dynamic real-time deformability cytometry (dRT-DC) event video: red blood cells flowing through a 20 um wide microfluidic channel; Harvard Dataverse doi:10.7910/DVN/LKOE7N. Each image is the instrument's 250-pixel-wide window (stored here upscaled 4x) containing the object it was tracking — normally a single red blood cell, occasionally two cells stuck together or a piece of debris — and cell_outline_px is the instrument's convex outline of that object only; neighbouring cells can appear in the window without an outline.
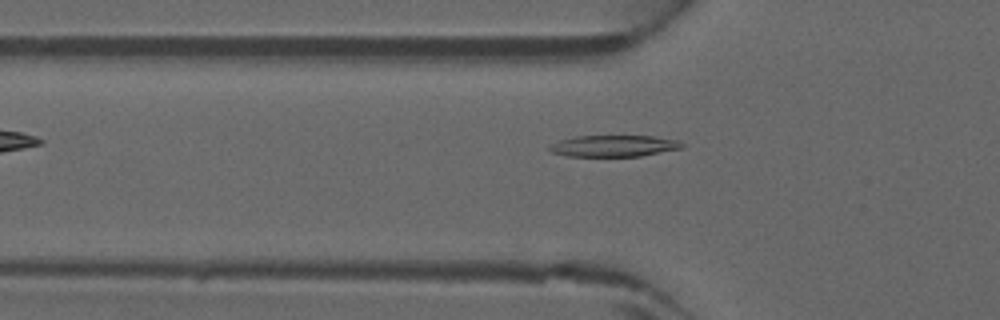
{"species": "common noctule bat (a hibernating species)", "species_latin": "Nyctalus noctula", "temperature_condition": "warm", "stored_images_in_passage": 32, "camera_frame_rate_fps": 3000, "um_per_image_px": 0.085, "animal": {"sex": "male", "forearm_length_mm": 52.5}, "frame": {"image": 1, "passage_image": 2, "time_ms": 0.333, "image_size_px": [1000, 320], "cell_outline_px": [[684, 144], [680, 148], [640, 156], [568, 156], [552, 152], [548, 148], [548, 144], [560, 140], [576, 136], [652, 136], [676, 140]], "centroid_in_image_um": [52.11, 12.4], "position_along_channel_um": 73.7, "area_um2": 16.36}}
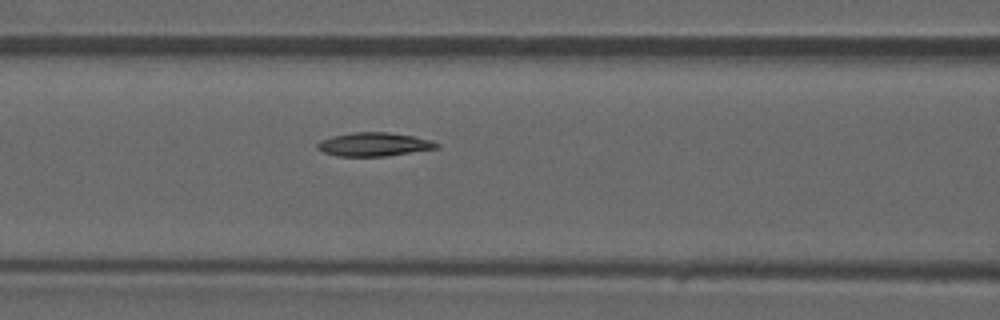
{"frame": {"image": 2, "passage_image": 6, "time_ms": 1.667, "image_size_px": [1000, 320], "cell_outline_px": [[440, 144], [436, 148], [384, 156], [336, 156], [324, 152], [316, 148], [316, 144], [320, 140], [332, 136], [356, 132], [388, 132], [412, 136], [432, 140]], "centroid_in_image_um": [31.75, 12.27], "position_along_channel_um": 134.9, "area_um2": 16.24}}
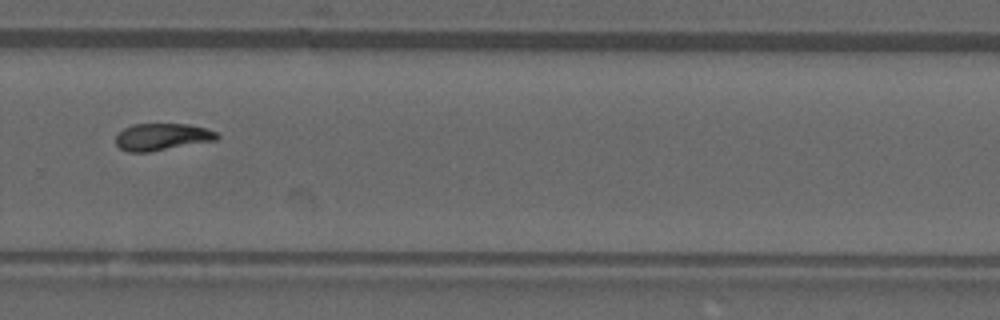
{"frame": {"image": 3, "passage_image": 18, "time_ms": 5.667, "image_size_px": [1000, 320], "cell_outline_px": [[220, 136], [216, 140], [148, 152], [128, 152], [120, 148], [116, 144], [116, 136], [124, 128], [132, 124], [188, 124], [208, 128], [216, 132]], "centroid_in_image_um": [13.78, 11.62], "position_along_channel_um": 316.0, "area_um2": 15.9}}